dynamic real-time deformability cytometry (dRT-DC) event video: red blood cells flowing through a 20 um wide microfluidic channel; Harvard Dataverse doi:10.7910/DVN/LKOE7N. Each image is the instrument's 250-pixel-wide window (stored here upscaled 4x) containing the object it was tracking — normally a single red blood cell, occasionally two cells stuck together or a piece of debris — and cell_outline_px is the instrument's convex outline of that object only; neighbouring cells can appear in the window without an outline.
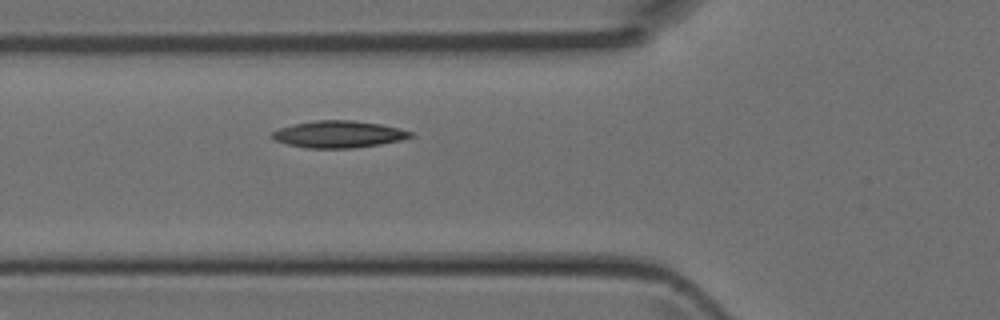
{"species": "Egyptian fruit bat (a non-hibernating species)", "species_latin": "Rousettus aegyptiacus", "temperature_condition": "room temperature", "stored_images_in_passage": 4, "camera_frame_rate_fps": 3000, "um_per_image_px": 0.085, "animal": {"sex": "female"}, "frame": {"image": 1, "passage_image": 4, "time_ms": 1.0, "image_size_px": [1000, 320], "cell_outline_px": [[416, 136], [400, 140], [380, 144], [352, 148], [308, 148], [288, 144], [272, 140], [272, 132], [280, 128], [296, 124], [316, 120], [352, 120], [380, 124], [400, 128], [412, 132]], "centroid_in_image_um": [28.81, 11.41], "position_along_channel_um": 97.0, "area_um2": 21.62}}